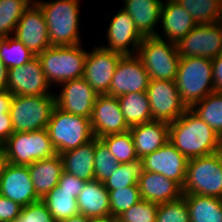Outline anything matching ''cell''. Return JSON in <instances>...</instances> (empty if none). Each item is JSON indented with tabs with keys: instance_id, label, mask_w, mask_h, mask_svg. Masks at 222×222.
Wrapping results in <instances>:
<instances>
[{
	"instance_id": "obj_1",
	"label": "cell",
	"mask_w": 222,
	"mask_h": 222,
	"mask_svg": "<svg viewBox=\"0 0 222 222\" xmlns=\"http://www.w3.org/2000/svg\"><path fill=\"white\" fill-rule=\"evenodd\" d=\"M221 137L190 108L169 123V141L187 158L216 153Z\"/></svg>"
},
{
	"instance_id": "obj_2",
	"label": "cell",
	"mask_w": 222,
	"mask_h": 222,
	"mask_svg": "<svg viewBox=\"0 0 222 222\" xmlns=\"http://www.w3.org/2000/svg\"><path fill=\"white\" fill-rule=\"evenodd\" d=\"M80 0H51L37 4L45 17L48 36L52 46L82 44L79 22Z\"/></svg>"
},
{
	"instance_id": "obj_3",
	"label": "cell",
	"mask_w": 222,
	"mask_h": 222,
	"mask_svg": "<svg viewBox=\"0 0 222 222\" xmlns=\"http://www.w3.org/2000/svg\"><path fill=\"white\" fill-rule=\"evenodd\" d=\"M175 83L183 103L191 108L215 92L212 60L198 56L181 58Z\"/></svg>"
},
{
	"instance_id": "obj_4",
	"label": "cell",
	"mask_w": 222,
	"mask_h": 222,
	"mask_svg": "<svg viewBox=\"0 0 222 222\" xmlns=\"http://www.w3.org/2000/svg\"><path fill=\"white\" fill-rule=\"evenodd\" d=\"M82 47L81 44L50 46L37 56L51 87L53 85L57 87L63 82L83 77L88 51Z\"/></svg>"
},
{
	"instance_id": "obj_5",
	"label": "cell",
	"mask_w": 222,
	"mask_h": 222,
	"mask_svg": "<svg viewBox=\"0 0 222 222\" xmlns=\"http://www.w3.org/2000/svg\"><path fill=\"white\" fill-rule=\"evenodd\" d=\"M46 130L57 154L76 149L94 138L90 118L54 106Z\"/></svg>"
},
{
	"instance_id": "obj_6",
	"label": "cell",
	"mask_w": 222,
	"mask_h": 222,
	"mask_svg": "<svg viewBox=\"0 0 222 222\" xmlns=\"http://www.w3.org/2000/svg\"><path fill=\"white\" fill-rule=\"evenodd\" d=\"M136 55L148 72L150 80L175 81L181 60L176 43L155 36L144 37Z\"/></svg>"
},
{
	"instance_id": "obj_7",
	"label": "cell",
	"mask_w": 222,
	"mask_h": 222,
	"mask_svg": "<svg viewBox=\"0 0 222 222\" xmlns=\"http://www.w3.org/2000/svg\"><path fill=\"white\" fill-rule=\"evenodd\" d=\"M55 106V94L14 95L10 118L14 132H32L46 129Z\"/></svg>"
},
{
	"instance_id": "obj_8",
	"label": "cell",
	"mask_w": 222,
	"mask_h": 222,
	"mask_svg": "<svg viewBox=\"0 0 222 222\" xmlns=\"http://www.w3.org/2000/svg\"><path fill=\"white\" fill-rule=\"evenodd\" d=\"M2 146L6 162L15 165L27 166L57 154L46 129L14 132Z\"/></svg>"
},
{
	"instance_id": "obj_9",
	"label": "cell",
	"mask_w": 222,
	"mask_h": 222,
	"mask_svg": "<svg viewBox=\"0 0 222 222\" xmlns=\"http://www.w3.org/2000/svg\"><path fill=\"white\" fill-rule=\"evenodd\" d=\"M182 191L222 199V165L216 153L188 159Z\"/></svg>"
},
{
	"instance_id": "obj_10",
	"label": "cell",
	"mask_w": 222,
	"mask_h": 222,
	"mask_svg": "<svg viewBox=\"0 0 222 222\" xmlns=\"http://www.w3.org/2000/svg\"><path fill=\"white\" fill-rule=\"evenodd\" d=\"M180 58L203 57L213 60L222 53V29L219 24H197L177 43Z\"/></svg>"
},
{
	"instance_id": "obj_11",
	"label": "cell",
	"mask_w": 222,
	"mask_h": 222,
	"mask_svg": "<svg viewBox=\"0 0 222 222\" xmlns=\"http://www.w3.org/2000/svg\"><path fill=\"white\" fill-rule=\"evenodd\" d=\"M146 93L152 120L172 123L188 109L180 97L175 81L152 79Z\"/></svg>"
},
{
	"instance_id": "obj_12",
	"label": "cell",
	"mask_w": 222,
	"mask_h": 222,
	"mask_svg": "<svg viewBox=\"0 0 222 222\" xmlns=\"http://www.w3.org/2000/svg\"><path fill=\"white\" fill-rule=\"evenodd\" d=\"M123 54L93 47L86 55L83 78L99 94H107L118 62Z\"/></svg>"
},
{
	"instance_id": "obj_13",
	"label": "cell",
	"mask_w": 222,
	"mask_h": 222,
	"mask_svg": "<svg viewBox=\"0 0 222 222\" xmlns=\"http://www.w3.org/2000/svg\"><path fill=\"white\" fill-rule=\"evenodd\" d=\"M149 75L136 54L122 55L106 95L118 97L126 93L145 92Z\"/></svg>"
},
{
	"instance_id": "obj_14",
	"label": "cell",
	"mask_w": 222,
	"mask_h": 222,
	"mask_svg": "<svg viewBox=\"0 0 222 222\" xmlns=\"http://www.w3.org/2000/svg\"><path fill=\"white\" fill-rule=\"evenodd\" d=\"M51 89L37 56L24 65L8 69L7 90L13 95L54 94Z\"/></svg>"
},
{
	"instance_id": "obj_15",
	"label": "cell",
	"mask_w": 222,
	"mask_h": 222,
	"mask_svg": "<svg viewBox=\"0 0 222 222\" xmlns=\"http://www.w3.org/2000/svg\"><path fill=\"white\" fill-rule=\"evenodd\" d=\"M140 161L141 170L161 174L183 187L188 159L169 140Z\"/></svg>"
},
{
	"instance_id": "obj_16",
	"label": "cell",
	"mask_w": 222,
	"mask_h": 222,
	"mask_svg": "<svg viewBox=\"0 0 222 222\" xmlns=\"http://www.w3.org/2000/svg\"><path fill=\"white\" fill-rule=\"evenodd\" d=\"M112 17V18H111ZM107 45H99L106 50L125 54H136L143 36L136 28L135 22L122 7L113 16L108 17Z\"/></svg>"
},
{
	"instance_id": "obj_17",
	"label": "cell",
	"mask_w": 222,
	"mask_h": 222,
	"mask_svg": "<svg viewBox=\"0 0 222 222\" xmlns=\"http://www.w3.org/2000/svg\"><path fill=\"white\" fill-rule=\"evenodd\" d=\"M60 93L55 91V105L65 112L91 118L94 103L99 95L81 77L60 84Z\"/></svg>"
},
{
	"instance_id": "obj_18",
	"label": "cell",
	"mask_w": 222,
	"mask_h": 222,
	"mask_svg": "<svg viewBox=\"0 0 222 222\" xmlns=\"http://www.w3.org/2000/svg\"><path fill=\"white\" fill-rule=\"evenodd\" d=\"M94 137L124 133L130 130L117 97L106 94L98 95L90 118Z\"/></svg>"
},
{
	"instance_id": "obj_19",
	"label": "cell",
	"mask_w": 222,
	"mask_h": 222,
	"mask_svg": "<svg viewBox=\"0 0 222 222\" xmlns=\"http://www.w3.org/2000/svg\"><path fill=\"white\" fill-rule=\"evenodd\" d=\"M13 36L21 41L35 56L52 46L44 14L37 4H30L24 11Z\"/></svg>"
},
{
	"instance_id": "obj_20",
	"label": "cell",
	"mask_w": 222,
	"mask_h": 222,
	"mask_svg": "<svg viewBox=\"0 0 222 222\" xmlns=\"http://www.w3.org/2000/svg\"><path fill=\"white\" fill-rule=\"evenodd\" d=\"M0 195L22 207L40 200L34 191L28 166L9 162L4 164L0 174Z\"/></svg>"
},
{
	"instance_id": "obj_21",
	"label": "cell",
	"mask_w": 222,
	"mask_h": 222,
	"mask_svg": "<svg viewBox=\"0 0 222 222\" xmlns=\"http://www.w3.org/2000/svg\"><path fill=\"white\" fill-rule=\"evenodd\" d=\"M197 23L191 14L176 0H163L159 26L155 37L177 43L184 38Z\"/></svg>"
},
{
	"instance_id": "obj_22",
	"label": "cell",
	"mask_w": 222,
	"mask_h": 222,
	"mask_svg": "<svg viewBox=\"0 0 222 222\" xmlns=\"http://www.w3.org/2000/svg\"><path fill=\"white\" fill-rule=\"evenodd\" d=\"M137 185L142 200L157 204L171 202L183 196L182 187L172 179L145 170H140Z\"/></svg>"
},
{
	"instance_id": "obj_23",
	"label": "cell",
	"mask_w": 222,
	"mask_h": 222,
	"mask_svg": "<svg viewBox=\"0 0 222 222\" xmlns=\"http://www.w3.org/2000/svg\"><path fill=\"white\" fill-rule=\"evenodd\" d=\"M136 155L141 160L169 140V123L157 120L130 127Z\"/></svg>"
},
{
	"instance_id": "obj_24",
	"label": "cell",
	"mask_w": 222,
	"mask_h": 222,
	"mask_svg": "<svg viewBox=\"0 0 222 222\" xmlns=\"http://www.w3.org/2000/svg\"><path fill=\"white\" fill-rule=\"evenodd\" d=\"M122 2L124 3L122 8L129 13L139 33L143 37L155 36L163 0H122Z\"/></svg>"
},
{
	"instance_id": "obj_25",
	"label": "cell",
	"mask_w": 222,
	"mask_h": 222,
	"mask_svg": "<svg viewBox=\"0 0 222 222\" xmlns=\"http://www.w3.org/2000/svg\"><path fill=\"white\" fill-rule=\"evenodd\" d=\"M79 213L90 218L111 216L109 191L98 180L87 181L77 197Z\"/></svg>"
},
{
	"instance_id": "obj_26",
	"label": "cell",
	"mask_w": 222,
	"mask_h": 222,
	"mask_svg": "<svg viewBox=\"0 0 222 222\" xmlns=\"http://www.w3.org/2000/svg\"><path fill=\"white\" fill-rule=\"evenodd\" d=\"M27 166L33 182L34 191L40 199L58 185L63 172V162L59 154L48 159L35 161L33 164Z\"/></svg>"
},
{
	"instance_id": "obj_27",
	"label": "cell",
	"mask_w": 222,
	"mask_h": 222,
	"mask_svg": "<svg viewBox=\"0 0 222 222\" xmlns=\"http://www.w3.org/2000/svg\"><path fill=\"white\" fill-rule=\"evenodd\" d=\"M95 137L76 149L59 154L63 171L85 181L94 180Z\"/></svg>"
},
{
	"instance_id": "obj_28",
	"label": "cell",
	"mask_w": 222,
	"mask_h": 222,
	"mask_svg": "<svg viewBox=\"0 0 222 222\" xmlns=\"http://www.w3.org/2000/svg\"><path fill=\"white\" fill-rule=\"evenodd\" d=\"M190 222H222V199L198 194H183Z\"/></svg>"
},
{
	"instance_id": "obj_29",
	"label": "cell",
	"mask_w": 222,
	"mask_h": 222,
	"mask_svg": "<svg viewBox=\"0 0 222 222\" xmlns=\"http://www.w3.org/2000/svg\"><path fill=\"white\" fill-rule=\"evenodd\" d=\"M117 99L129 127L152 120L150 103L146 91L126 93L118 96Z\"/></svg>"
},
{
	"instance_id": "obj_30",
	"label": "cell",
	"mask_w": 222,
	"mask_h": 222,
	"mask_svg": "<svg viewBox=\"0 0 222 222\" xmlns=\"http://www.w3.org/2000/svg\"><path fill=\"white\" fill-rule=\"evenodd\" d=\"M41 200L46 204L56 222L79 214L75 192L59 190V185L55 186Z\"/></svg>"
},
{
	"instance_id": "obj_31",
	"label": "cell",
	"mask_w": 222,
	"mask_h": 222,
	"mask_svg": "<svg viewBox=\"0 0 222 222\" xmlns=\"http://www.w3.org/2000/svg\"><path fill=\"white\" fill-rule=\"evenodd\" d=\"M190 109L222 138V92L210 93Z\"/></svg>"
},
{
	"instance_id": "obj_32",
	"label": "cell",
	"mask_w": 222,
	"mask_h": 222,
	"mask_svg": "<svg viewBox=\"0 0 222 222\" xmlns=\"http://www.w3.org/2000/svg\"><path fill=\"white\" fill-rule=\"evenodd\" d=\"M185 8L197 24H212L218 21L222 0H176Z\"/></svg>"
},
{
	"instance_id": "obj_33",
	"label": "cell",
	"mask_w": 222,
	"mask_h": 222,
	"mask_svg": "<svg viewBox=\"0 0 222 222\" xmlns=\"http://www.w3.org/2000/svg\"><path fill=\"white\" fill-rule=\"evenodd\" d=\"M120 164L140 161L130 131L99 138Z\"/></svg>"
},
{
	"instance_id": "obj_34",
	"label": "cell",
	"mask_w": 222,
	"mask_h": 222,
	"mask_svg": "<svg viewBox=\"0 0 222 222\" xmlns=\"http://www.w3.org/2000/svg\"><path fill=\"white\" fill-rule=\"evenodd\" d=\"M34 57L35 55L14 36L0 38V60L8 69L24 65Z\"/></svg>"
},
{
	"instance_id": "obj_35",
	"label": "cell",
	"mask_w": 222,
	"mask_h": 222,
	"mask_svg": "<svg viewBox=\"0 0 222 222\" xmlns=\"http://www.w3.org/2000/svg\"><path fill=\"white\" fill-rule=\"evenodd\" d=\"M29 5L27 0H0V38L14 35L17 23Z\"/></svg>"
},
{
	"instance_id": "obj_36",
	"label": "cell",
	"mask_w": 222,
	"mask_h": 222,
	"mask_svg": "<svg viewBox=\"0 0 222 222\" xmlns=\"http://www.w3.org/2000/svg\"><path fill=\"white\" fill-rule=\"evenodd\" d=\"M94 157V180L103 183L118 169L120 163L97 137H95Z\"/></svg>"
},
{
	"instance_id": "obj_37",
	"label": "cell",
	"mask_w": 222,
	"mask_h": 222,
	"mask_svg": "<svg viewBox=\"0 0 222 222\" xmlns=\"http://www.w3.org/2000/svg\"><path fill=\"white\" fill-rule=\"evenodd\" d=\"M141 170V161L119 164L118 169L103 182L107 190H117L137 184Z\"/></svg>"
},
{
	"instance_id": "obj_38",
	"label": "cell",
	"mask_w": 222,
	"mask_h": 222,
	"mask_svg": "<svg viewBox=\"0 0 222 222\" xmlns=\"http://www.w3.org/2000/svg\"><path fill=\"white\" fill-rule=\"evenodd\" d=\"M111 216L118 217L124 211L141 201L138 185L127 186L117 190H108Z\"/></svg>"
},
{
	"instance_id": "obj_39",
	"label": "cell",
	"mask_w": 222,
	"mask_h": 222,
	"mask_svg": "<svg viewBox=\"0 0 222 222\" xmlns=\"http://www.w3.org/2000/svg\"><path fill=\"white\" fill-rule=\"evenodd\" d=\"M156 222H190L185 198L159 204Z\"/></svg>"
},
{
	"instance_id": "obj_40",
	"label": "cell",
	"mask_w": 222,
	"mask_h": 222,
	"mask_svg": "<svg viewBox=\"0 0 222 222\" xmlns=\"http://www.w3.org/2000/svg\"><path fill=\"white\" fill-rule=\"evenodd\" d=\"M159 204L141 200L117 218L122 222H156Z\"/></svg>"
},
{
	"instance_id": "obj_41",
	"label": "cell",
	"mask_w": 222,
	"mask_h": 222,
	"mask_svg": "<svg viewBox=\"0 0 222 222\" xmlns=\"http://www.w3.org/2000/svg\"><path fill=\"white\" fill-rule=\"evenodd\" d=\"M20 217L24 222H56L41 199L22 207Z\"/></svg>"
},
{
	"instance_id": "obj_42",
	"label": "cell",
	"mask_w": 222,
	"mask_h": 222,
	"mask_svg": "<svg viewBox=\"0 0 222 222\" xmlns=\"http://www.w3.org/2000/svg\"><path fill=\"white\" fill-rule=\"evenodd\" d=\"M22 206L0 195V222H11L21 214Z\"/></svg>"
},
{
	"instance_id": "obj_43",
	"label": "cell",
	"mask_w": 222,
	"mask_h": 222,
	"mask_svg": "<svg viewBox=\"0 0 222 222\" xmlns=\"http://www.w3.org/2000/svg\"><path fill=\"white\" fill-rule=\"evenodd\" d=\"M86 182L87 181L79 179L73 174L63 171L60 176L58 185L59 190L75 192V198H77L79 193L83 190Z\"/></svg>"
},
{
	"instance_id": "obj_44",
	"label": "cell",
	"mask_w": 222,
	"mask_h": 222,
	"mask_svg": "<svg viewBox=\"0 0 222 222\" xmlns=\"http://www.w3.org/2000/svg\"><path fill=\"white\" fill-rule=\"evenodd\" d=\"M215 92H222V53L212 60Z\"/></svg>"
},
{
	"instance_id": "obj_45",
	"label": "cell",
	"mask_w": 222,
	"mask_h": 222,
	"mask_svg": "<svg viewBox=\"0 0 222 222\" xmlns=\"http://www.w3.org/2000/svg\"><path fill=\"white\" fill-rule=\"evenodd\" d=\"M13 133L10 112L0 115V142L3 144Z\"/></svg>"
},
{
	"instance_id": "obj_46",
	"label": "cell",
	"mask_w": 222,
	"mask_h": 222,
	"mask_svg": "<svg viewBox=\"0 0 222 222\" xmlns=\"http://www.w3.org/2000/svg\"><path fill=\"white\" fill-rule=\"evenodd\" d=\"M13 96L14 95L8 90L0 91V115L10 112V105Z\"/></svg>"
},
{
	"instance_id": "obj_47",
	"label": "cell",
	"mask_w": 222,
	"mask_h": 222,
	"mask_svg": "<svg viewBox=\"0 0 222 222\" xmlns=\"http://www.w3.org/2000/svg\"><path fill=\"white\" fill-rule=\"evenodd\" d=\"M8 68L0 60V91L7 90Z\"/></svg>"
},
{
	"instance_id": "obj_48",
	"label": "cell",
	"mask_w": 222,
	"mask_h": 222,
	"mask_svg": "<svg viewBox=\"0 0 222 222\" xmlns=\"http://www.w3.org/2000/svg\"><path fill=\"white\" fill-rule=\"evenodd\" d=\"M90 220H91L90 217H87V216L79 213L78 215L71 216V217L61 220L59 222H90Z\"/></svg>"
},
{
	"instance_id": "obj_49",
	"label": "cell",
	"mask_w": 222,
	"mask_h": 222,
	"mask_svg": "<svg viewBox=\"0 0 222 222\" xmlns=\"http://www.w3.org/2000/svg\"><path fill=\"white\" fill-rule=\"evenodd\" d=\"M90 222H114V217H99V218H91Z\"/></svg>"
},
{
	"instance_id": "obj_50",
	"label": "cell",
	"mask_w": 222,
	"mask_h": 222,
	"mask_svg": "<svg viewBox=\"0 0 222 222\" xmlns=\"http://www.w3.org/2000/svg\"><path fill=\"white\" fill-rule=\"evenodd\" d=\"M6 163V159H5V153H4V148L3 146L0 148V174L2 172V168L4 166V164Z\"/></svg>"
},
{
	"instance_id": "obj_51",
	"label": "cell",
	"mask_w": 222,
	"mask_h": 222,
	"mask_svg": "<svg viewBox=\"0 0 222 222\" xmlns=\"http://www.w3.org/2000/svg\"><path fill=\"white\" fill-rule=\"evenodd\" d=\"M216 154L219 157V160H220L221 165H222V139H221L220 144H219V146L216 150Z\"/></svg>"
},
{
	"instance_id": "obj_52",
	"label": "cell",
	"mask_w": 222,
	"mask_h": 222,
	"mask_svg": "<svg viewBox=\"0 0 222 222\" xmlns=\"http://www.w3.org/2000/svg\"><path fill=\"white\" fill-rule=\"evenodd\" d=\"M30 4H38L40 0H27Z\"/></svg>"
},
{
	"instance_id": "obj_53",
	"label": "cell",
	"mask_w": 222,
	"mask_h": 222,
	"mask_svg": "<svg viewBox=\"0 0 222 222\" xmlns=\"http://www.w3.org/2000/svg\"><path fill=\"white\" fill-rule=\"evenodd\" d=\"M11 222H24V220L19 216L17 219H15Z\"/></svg>"
},
{
	"instance_id": "obj_54",
	"label": "cell",
	"mask_w": 222,
	"mask_h": 222,
	"mask_svg": "<svg viewBox=\"0 0 222 222\" xmlns=\"http://www.w3.org/2000/svg\"><path fill=\"white\" fill-rule=\"evenodd\" d=\"M114 222H122V221L118 219L117 217H114Z\"/></svg>"
}]
</instances>
